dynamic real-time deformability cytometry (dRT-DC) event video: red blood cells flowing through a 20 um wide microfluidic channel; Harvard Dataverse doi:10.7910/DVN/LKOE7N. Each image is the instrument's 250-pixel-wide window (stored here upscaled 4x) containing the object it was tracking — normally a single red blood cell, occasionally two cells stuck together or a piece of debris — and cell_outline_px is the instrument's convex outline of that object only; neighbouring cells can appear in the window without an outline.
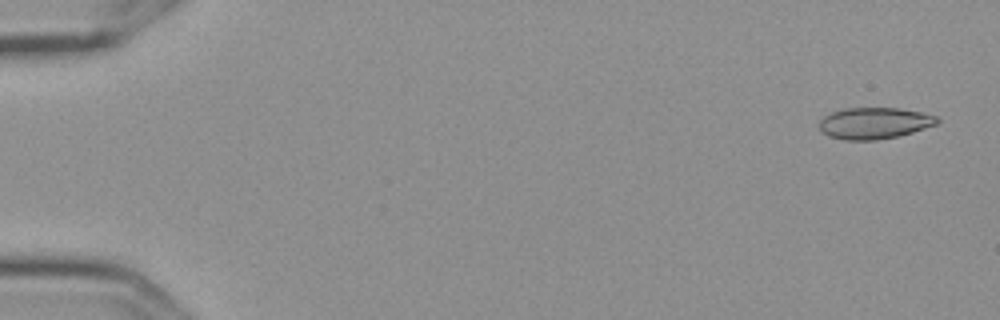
{"species": "Egyptian fruit bat (a non-hibernating species)", "species_latin": "Rousettus aegyptiacus", "temperature_condition": "cold", "stored_images_in_passage": 4, "camera_frame_rate_fps": 3000, "um_per_image_px": 0.085, "frame": {"image": 1, "passage_image": 1, "time_ms": 0.0, "image_size_px": [1000, 320], "cell_outline_px": [[940, 120], [936, 124], [912, 132], [896, 136], [876, 140], [844, 140], [828, 136], [820, 132], [820, 120], [824, 116], [832, 112], [844, 108], [900, 108], [920, 112], [936, 116]], "centroid_in_image_um": [74.28, 10.47], "position_along_channel_um": 10.7, "area_um2": 21.5}}